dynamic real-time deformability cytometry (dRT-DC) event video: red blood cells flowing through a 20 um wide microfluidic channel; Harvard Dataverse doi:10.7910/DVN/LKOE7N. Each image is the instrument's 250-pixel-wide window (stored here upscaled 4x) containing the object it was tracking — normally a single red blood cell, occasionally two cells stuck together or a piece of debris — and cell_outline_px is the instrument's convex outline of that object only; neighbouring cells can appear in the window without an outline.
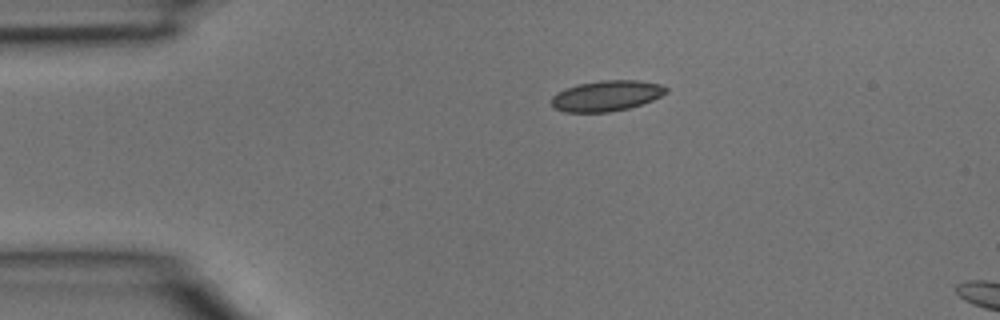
{"species": "common noctule bat (a hibernating species)", "species_latin": "Nyctalus noctula", "temperature_condition": "room temperature", "stored_images_in_passage": 4, "camera_frame_rate_fps": 3000, "um_per_image_px": 0.085, "animal": {"sex": "male", "body_mass_g": 15.6}, "frame": {"image": 1, "passage_image": 4, "time_ms": 1.0, "image_size_px": [1000, 320], "cell_outline_px": [[668, 92], [652, 100], [628, 108], [608, 112], [564, 112], [556, 108], [552, 104], [552, 96], [556, 92], [564, 88], [576, 84], [604, 80], [636, 80], [664, 84], [668, 88]], "centroid_in_image_um": [51.56, 8.13], "position_along_channel_um": 33.4, "area_um2": 20.52}}